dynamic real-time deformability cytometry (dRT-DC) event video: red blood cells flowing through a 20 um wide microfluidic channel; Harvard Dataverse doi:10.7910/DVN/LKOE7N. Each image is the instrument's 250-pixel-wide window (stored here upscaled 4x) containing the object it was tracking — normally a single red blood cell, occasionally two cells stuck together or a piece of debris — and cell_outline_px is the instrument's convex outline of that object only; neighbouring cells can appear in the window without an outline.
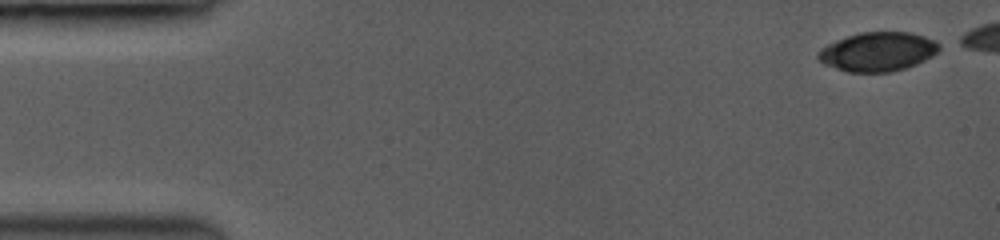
{"species": "common noctule bat (a hibernating species)", "species_latin": "Nyctalus noctula", "temperature_condition": "room temperature", "stored_images_in_passage": 31, "camera_frame_rate_fps": 3500, "um_per_image_px": 0.085, "animal": {"sex": "female", "body_mass_g": 19.0, "forearm_length_mm": 53.3}, "frame": {"image": 1, "passage_image": 1, "time_ms": 0.0, "image_size_px": [1000, 240], "cell_outline_px": [[940, 48], [932, 56], [916, 64], [892, 72], [848, 72], [828, 64], [820, 60], [816, 56], [828, 44], [848, 36], [864, 32], [908, 32], [924, 36], [932, 40]], "centroid_in_image_um": [74.64, 4.4], "position_along_channel_um": 10.4, "area_um2": 26.82}}
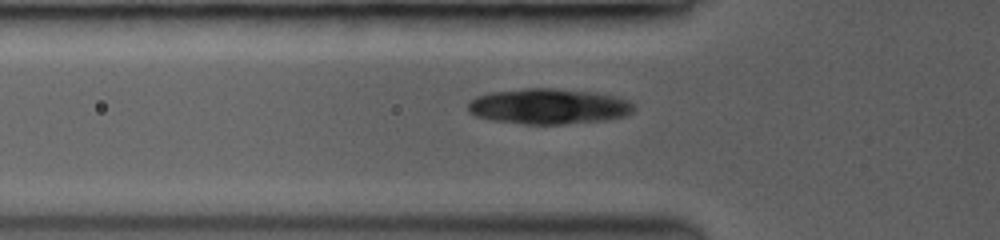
{"frame": {"image": 2, "passage_image": 19, "time_ms": 5.143, "image_size_px": [1000, 240], "cell_outline_px": [[632, 112], [624, 116], [604, 120], [564, 124], [524, 124], [492, 120], [476, 116], [468, 108], [468, 104], [476, 96], [492, 92], [524, 88], [552, 88], [588, 92], [612, 96], [624, 100], [632, 104]], "centroid_in_image_um": [46.58, 9.05], "position_along_channel_um": 79.2, "area_um2": 33.7}}